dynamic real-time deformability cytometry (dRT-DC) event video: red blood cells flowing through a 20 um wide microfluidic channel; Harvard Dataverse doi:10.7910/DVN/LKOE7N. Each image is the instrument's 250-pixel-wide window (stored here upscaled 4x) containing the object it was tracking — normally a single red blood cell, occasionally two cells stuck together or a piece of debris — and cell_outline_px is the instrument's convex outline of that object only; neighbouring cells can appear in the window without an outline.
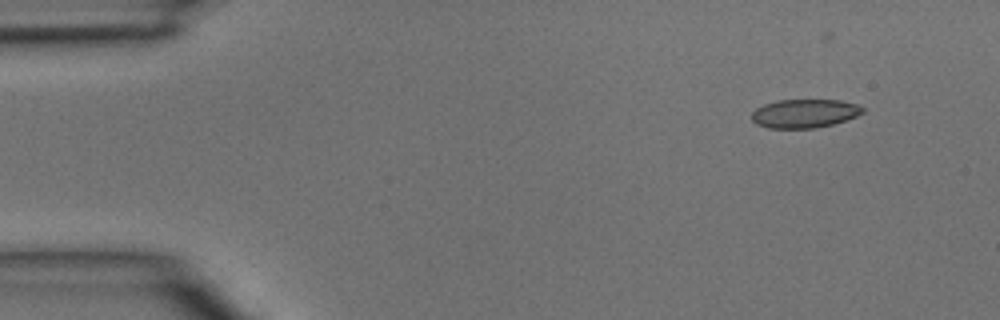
{"species": "common noctule bat (a hibernating species)", "species_latin": "Nyctalus noctula", "temperature_condition": "room temperature", "stored_images_in_passage": 4, "camera_frame_rate_fps": 3000, "um_per_image_px": 0.085, "animal": {"sex": "male", "body_mass_g": 15.6}, "frame": {"image": 1, "passage_image": 2, "time_ms": 0.333, "image_size_px": [1000, 320], "cell_outline_px": [[864, 112], [856, 116], [832, 124], [816, 128], [768, 128], [756, 124], [752, 120], [752, 112], [756, 108], [764, 104], [776, 100], [840, 100], [856, 104], [864, 108]], "centroid_in_image_um": [68.36, 9.64], "position_along_channel_um": 16.6, "area_um2": 18.5}}
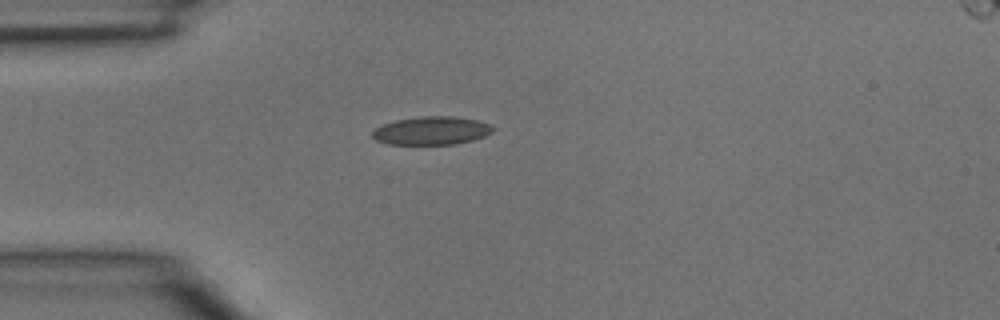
{"frame": {"image": 2, "passage_image": 4, "time_ms": 1.0, "image_size_px": [1000, 320], "cell_outline_px": [[492, 132], [484, 136], [472, 140], [456, 144], [388, 144], [376, 140], [372, 136], [372, 132], [376, 128], [384, 124], [396, 120], [424, 116], [452, 116], [476, 120], [488, 124], [492, 128]], "centroid_in_image_um": [36.66, 11.11], "position_along_channel_um": 48.3, "area_um2": 19.54}}